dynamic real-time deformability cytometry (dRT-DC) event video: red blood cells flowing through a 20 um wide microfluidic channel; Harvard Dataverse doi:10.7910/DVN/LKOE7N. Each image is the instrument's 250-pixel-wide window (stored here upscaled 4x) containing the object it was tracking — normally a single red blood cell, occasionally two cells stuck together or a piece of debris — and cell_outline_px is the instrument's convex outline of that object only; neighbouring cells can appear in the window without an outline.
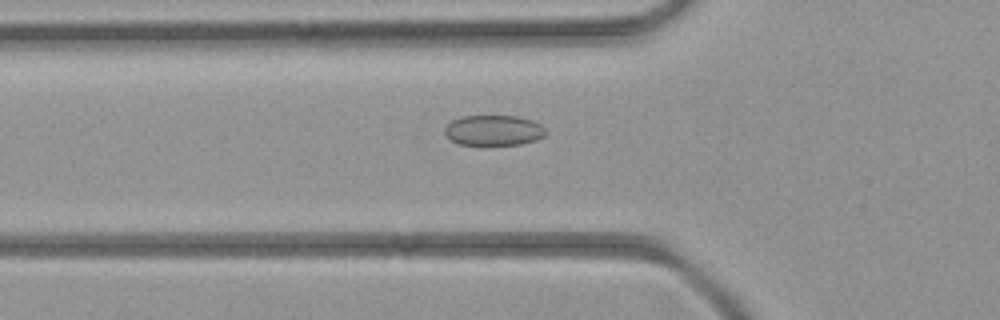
{"species": "common noctule bat (a hibernating species)", "species_latin": "Nyctalus noctula", "temperature_condition": "room temperature", "stored_images_in_passage": 30, "camera_frame_rate_fps": 3000, "um_per_image_px": 0.085, "animal": {"sex": "female", "body_mass_g": 21.9}, "frame": {"image": 1, "passage_image": 6, "time_ms": 1.667, "image_size_px": [1000, 320], "cell_outline_px": [[548, 132], [544, 136], [536, 140], [520, 144], [460, 144], [452, 140], [444, 132], [444, 128], [452, 120], [460, 116], [516, 116], [532, 120], [540, 124]], "centroid_in_image_um": [41.98, 11.06], "position_along_channel_um": 83.8, "area_um2": 17.74}}
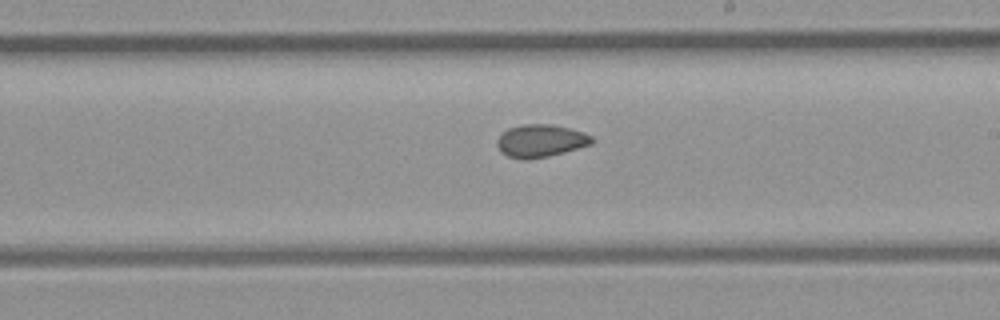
{"frame": {"image": 2, "passage_image": 16, "time_ms": 5.0, "image_size_px": [1000, 320], "cell_outline_px": [[596, 140], [592, 144], [564, 152], [548, 156], [524, 160], [508, 156], [500, 152], [496, 144], [496, 140], [508, 128], [524, 124], [552, 124], [584, 132], [592, 136]], "centroid_in_image_um": [45.96, 11.97], "position_along_channel_um": 243.0, "area_um2": 18.09}}
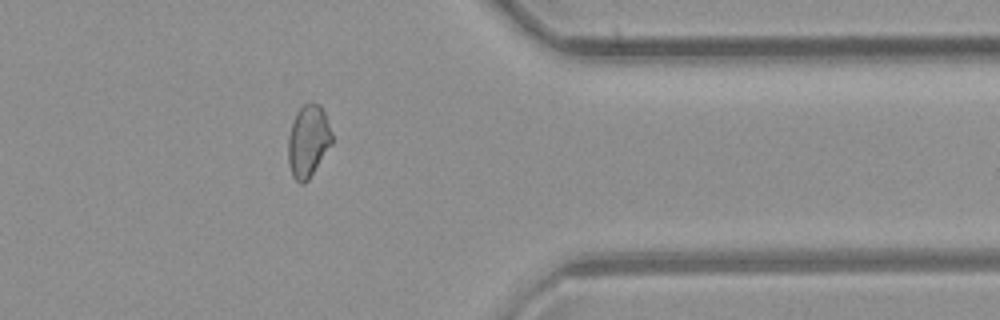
{"frame": {"image": 3, "passage_image": 26, "time_ms": 8.333, "image_size_px": [1000, 320], "cell_outline_px": [[332, 144], [308, 180], [304, 184], [300, 184], [292, 176], [288, 164], [288, 136], [296, 112], [308, 100], [320, 104], [324, 112], [332, 132]], "centroid_in_image_um": [26.19, 11.98], "position_along_channel_um": 385.2, "area_um2": 18.61}}